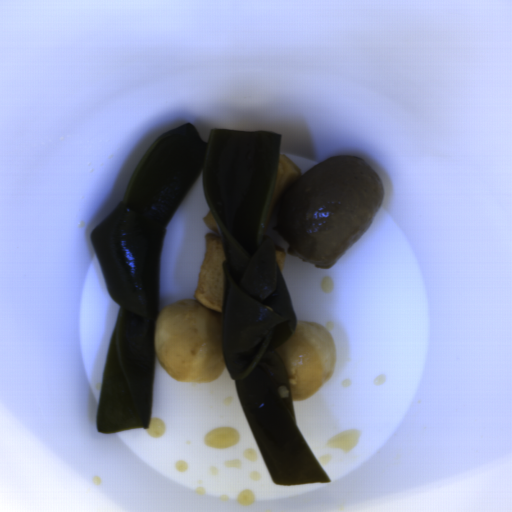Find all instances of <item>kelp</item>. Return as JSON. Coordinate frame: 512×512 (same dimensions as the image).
Returning <instances> with one entry per match:
<instances>
[{
    "label": "kelp",
    "mask_w": 512,
    "mask_h": 512,
    "mask_svg": "<svg viewBox=\"0 0 512 512\" xmlns=\"http://www.w3.org/2000/svg\"><path fill=\"white\" fill-rule=\"evenodd\" d=\"M282 136L186 123L160 135L139 160L122 200L91 238L106 288L120 305L98 396L101 433L150 428L160 254L167 223L202 173L205 201L225 248L222 348L245 420L274 483H331L296 422L276 346L297 317L264 231Z\"/></svg>",
    "instance_id": "99668d17"
}]
</instances>
